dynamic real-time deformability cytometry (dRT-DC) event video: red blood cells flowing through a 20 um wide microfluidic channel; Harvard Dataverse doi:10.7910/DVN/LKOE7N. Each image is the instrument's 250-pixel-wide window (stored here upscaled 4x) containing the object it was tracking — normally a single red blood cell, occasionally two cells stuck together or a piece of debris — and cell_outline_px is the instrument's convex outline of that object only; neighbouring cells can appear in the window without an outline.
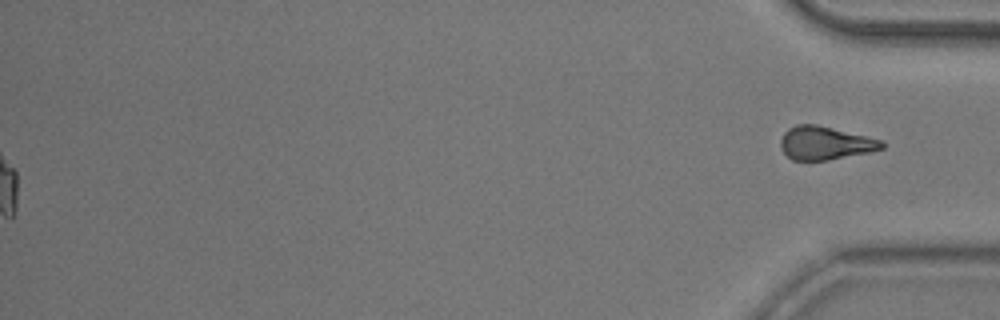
{"species": "common noctule bat (a hibernating species)", "species_latin": "Nyctalus noctula", "temperature_condition": "room temperature", "stored_images_in_passage": 52, "segment_of_instrument_passage": [2, 2], "camera_frame_rate_fps": 3000, "um_per_image_px": 0.085, "animal": {"sex": "male", "body_mass_g": 20.5, "forearm_length_mm": 52.5}, "frame": {"image": 1, "passage_image": 52, "time_ms": 17.0, "image_size_px": [1000, 320], "cell_outline_px": [[884, 148], [868, 152], [828, 160], [792, 160], [780, 148], [780, 140], [784, 132], [788, 128], [796, 124], [816, 124], [884, 140]], "centroid_in_image_um": [70.12, 12.15], "position_along_channel_um": 365.1, "area_um2": 19.65}}